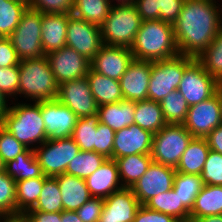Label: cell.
Returning a JSON list of instances; mask_svg holds the SVG:
<instances>
[{"label":"cell","mask_w":222,"mask_h":222,"mask_svg":"<svg viewBox=\"0 0 222 222\" xmlns=\"http://www.w3.org/2000/svg\"><path fill=\"white\" fill-rule=\"evenodd\" d=\"M219 82L195 59L184 71L177 90L189 106L208 100L216 94Z\"/></svg>","instance_id":"30bf717a"},{"label":"cell","mask_w":222,"mask_h":222,"mask_svg":"<svg viewBox=\"0 0 222 222\" xmlns=\"http://www.w3.org/2000/svg\"><path fill=\"white\" fill-rule=\"evenodd\" d=\"M107 158L94 151H80L69 162L66 168V174L86 179L94 173Z\"/></svg>","instance_id":"d590c367"},{"label":"cell","mask_w":222,"mask_h":222,"mask_svg":"<svg viewBox=\"0 0 222 222\" xmlns=\"http://www.w3.org/2000/svg\"><path fill=\"white\" fill-rule=\"evenodd\" d=\"M183 125L193 137L198 138H206L217 126L222 125L218 94L189 106Z\"/></svg>","instance_id":"4fadbf2b"},{"label":"cell","mask_w":222,"mask_h":222,"mask_svg":"<svg viewBox=\"0 0 222 222\" xmlns=\"http://www.w3.org/2000/svg\"><path fill=\"white\" fill-rule=\"evenodd\" d=\"M195 59L179 54L170 59L152 62L148 100L160 103L169 93L177 90L185 69Z\"/></svg>","instance_id":"8992f818"},{"label":"cell","mask_w":222,"mask_h":222,"mask_svg":"<svg viewBox=\"0 0 222 222\" xmlns=\"http://www.w3.org/2000/svg\"><path fill=\"white\" fill-rule=\"evenodd\" d=\"M111 3L115 2L117 4H123V3H133V0H109Z\"/></svg>","instance_id":"94428289"},{"label":"cell","mask_w":222,"mask_h":222,"mask_svg":"<svg viewBox=\"0 0 222 222\" xmlns=\"http://www.w3.org/2000/svg\"><path fill=\"white\" fill-rule=\"evenodd\" d=\"M151 71L152 61L133 59L119 80L124 100L136 102L148 99Z\"/></svg>","instance_id":"d6986e66"},{"label":"cell","mask_w":222,"mask_h":222,"mask_svg":"<svg viewBox=\"0 0 222 222\" xmlns=\"http://www.w3.org/2000/svg\"><path fill=\"white\" fill-rule=\"evenodd\" d=\"M59 185L63 210L76 211L91 197L85 179L66 173L54 177Z\"/></svg>","instance_id":"603a6c76"},{"label":"cell","mask_w":222,"mask_h":222,"mask_svg":"<svg viewBox=\"0 0 222 222\" xmlns=\"http://www.w3.org/2000/svg\"><path fill=\"white\" fill-rule=\"evenodd\" d=\"M141 207L130 188H123L104 199L99 222H133Z\"/></svg>","instance_id":"ffe728a7"},{"label":"cell","mask_w":222,"mask_h":222,"mask_svg":"<svg viewBox=\"0 0 222 222\" xmlns=\"http://www.w3.org/2000/svg\"><path fill=\"white\" fill-rule=\"evenodd\" d=\"M9 99L7 100L6 96L0 91V120L7 113L10 104H7Z\"/></svg>","instance_id":"9f6ffc18"},{"label":"cell","mask_w":222,"mask_h":222,"mask_svg":"<svg viewBox=\"0 0 222 222\" xmlns=\"http://www.w3.org/2000/svg\"><path fill=\"white\" fill-rule=\"evenodd\" d=\"M114 135L112 128L99 122L95 133V152L112 159Z\"/></svg>","instance_id":"bcb514c9"},{"label":"cell","mask_w":222,"mask_h":222,"mask_svg":"<svg viewBox=\"0 0 222 222\" xmlns=\"http://www.w3.org/2000/svg\"><path fill=\"white\" fill-rule=\"evenodd\" d=\"M133 222H179L174 217L161 213L159 211L151 210L144 205L138 209Z\"/></svg>","instance_id":"681fc988"},{"label":"cell","mask_w":222,"mask_h":222,"mask_svg":"<svg viewBox=\"0 0 222 222\" xmlns=\"http://www.w3.org/2000/svg\"><path fill=\"white\" fill-rule=\"evenodd\" d=\"M60 222H83V221L78 217L76 211L63 210L61 212Z\"/></svg>","instance_id":"11a10c76"},{"label":"cell","mask_w":222,"mask_h":222,"mask_svg":"<svg viewBox=\"0 0 222 222\" xmlns=\"http://www.w3.org/2000/svg\"><path fill=\"white\" fill-rule=\"evenodd\" d=\"M210 150L222 154V125L206 136Z\"/></svg>","instance_id":"f5cc1de1"},{"label":"cell","mask_w":222,"mask_h":222,"mask_svg":"<svg viewBox=\"0 0 222 222\" xmlns=\"http://www.w3.org/2000/svg\"><path fill=\"white\" fill-rule=\"evenodd\" d=\"M12 102L0 125L11 133L25 147L34 150L48 138L41 115V101L30 103Z\"/></svg>","instance_id":"3957f363"},{"label":"cell","mask_w":222,"mask_h":222,"mask_svg":"<svg viewBox=\"0 0 222 222\" xmlns=\"http://www.w3.org/2000/svg\"><path fill=\"white\" fill-rule=\"evenodd\" d=\"M41 115L45 123L46 137L59 140L71 137L78 116L57 99L41 101Z\"/></svg>","instance_id":"2e32d148"},{"label":"cell","mask_w":222,"mask_h":222,"mask_svg":"<svg viewBox=\"0 0 222 222\" xmlns=\"http://www.w3.org/2000/svg\"><path fill=\"white\" fill-rule=\"evenodd\" d=\"M175 168L152 162L145 174L130 188L139 203L144 205L152 197L173 188Z\"/></svg>","instance_id":"9a60e30c"},{"label":"cell","mask_w":222,"mask_h":222,"mask_svg":"<svg viewBox=\"0 0 222 222\" xmlns=\"http://www.w3.org/2000/svg\"><path fill=\"white\" fill-rule=\"evenodd\" d=\"M133 5L142 21L160 19V11H157L156 0H133Z\"/></svg>","instance_id":"816d5d0a"},{"label":"cell","mask_w":222,"mask_h":222,"mask_svg":"<svg viewBox=\"0 0 222 222\" xmlns=\"http://www.w3.org/2000/svg\"><path fill=\"white\" fill-rule=\"evenodd\" d=\"M91 197L105 199L123 189L119 178L117 162L107 158L104 163L85 179Z\"/></svg>","instance_id":"44dd1931"},{"label":"cell","mask_w":222,"mask_h":222,"mask_svg":"<svg viewBox=\"0 0 222 222\" xmlns=\"http://www.w3.org/2000/svg\"><path fill=\"white\" fill-rule=\"evenodd\" d=\"M42 13L27 8L18 26L8 37L20 60L45 56L41 42Z\"/></svg>","instance_id":"ba28073f"},{"label":"cell","mask_w":222,"mask_h":222,"mask_svg":"<svg viewBox=\"0 0 222 222\" xmlns=\"http://www.w3.org/2000/svg\"><path fill=\"white\" fill-rule=\"evenodd\" d=\"M221 7H222V5H221ZM221 9V15H222V8H220ZM221 25H222V17H221Z\"/></svg>","instance_id":"e7e4bbea"},{"label":"cell","mask_w":222,"mask_h":222,"mask_svg":"<svg viewBox=\"0 0 222 222\" xmlns=\"http://www.w3.org/2000/svg\"><path fill=\"white\" fill-rule=\"evenodd\" d=\"M185 0H156L157 11H160L162 21L173 24L183 8Z\"/></svg>","instance_id":"7dc6e473"},{"label":"cell","mask_w":222,"mask_h":222,"mask_svg":"<svg viewBox=\"0 0 222 222\" xmlns=\"http://www.w3.org/2000/svg\"><path fill=\"white\" fill-rule=\"evenodd\" d=\"M144 206L151 210L170 215L179 222L190 221V211L182 204L173 188L148 200Z\"/></svg>","instance_id":"4dcf8cb0"},{"label":"cell","mask_w":222,"mask_h":222,"mask_svg":"<svg viewBox=\"0 0 222 222\" xmlns=\"http://www.w3.org/2000/svg\"><path fill=\"white\" fill-rule=\"evenodd\" d=\"M222 214V186L203 185L190 211V221Z\"/></svg>","instance_id":"484cf974"},{"label":"cell","mask_w":222,"mask_h":222,"mask_svg":"<svg viewBox=\"0 0 222 222\" xmlns=\"http://www.w3.org/2000/svg\"><path fill=\"white\" fill-rule=\"evenodd\" d=\"M133 59L130 48L103 45L91 60V69L119 81Z\"/></svg>","instance_id":"ac0fdd59"},{"label":"cell","mask_w":222,"mask_h":222,"mask_svg":"<svg viewBox=\"0 0 222 222\" xmlns=\"http://www.w3.org/2000/svg\"><path fill=\"white\" fill-rule=\"evenodd\" d=\"M204 70L222 82V28L217 32L212 43L196 58Z\"/></svg>","instance_id":"e575fe53"},{"label":"cell","mask_w":222,"mask_h":222,"mask_svg":"<svg viewBox=\"0 0 222 222\" xmlns=\"http://www.w3.org/2000/svg\"><path fill=\"white\" fill-rule=\"evenodd\" d=\"M133 3H113L101 28L104 45L130 48L141 25Z\"/></svg>","instance_id":"5b68a950"},{"label":"cell","mask_w":222,"mask_h":222,"mask_svg":"<svg viewBox=\"0 0 222 222\" xmlns=\"http://www.w3.org/2000/svg\"><path fill=\"white\" fill-rule=\"evenodd\" d=\"M18 95L32 102L55 100L58 87L45 56L21 60L19 64Z\"/></svg>","instance_id":"277c9868"},{"label":"cell","mask_w":222,"mask_h":222,"mask_svg":"<svg viewBox=\"0 0 222 222\" xmlns=\"http://www.w3.org/2000/svg\"><path fill=\"white\" fill-rule=\"evenodd\" d=\"M4 171L16 182L37 177H47L42 172L34 150L29 148L18 154L14 160L5 163Z\"/></svg>","instance_id":"f1b7e54d"},{"label":"cell","mask_w":222,"mask_h":222,"mask_svg":"<svg viewBox=\"0 0 222 222\" xmlns=\"http://www.w3.org/2000/svg\"><path fill=\"white\" fill-rule=\"evenodd\" d=\"M164 119L167 124H183L185 122L189 105L180 91L169 93L160 101Z\"/></svg>","instance_id":"f35d334b"},{"label":"cell","mask_w":222,"mask_h":222,"mask_svg":"<svg viewBox=\"0 0 222 222\" xmlns=\"http://www.w3.org/2000/svg\"><path fill=\"white\" fill-rule=\"evenodd\" d=\"M134 124L153 134L159 132L167 124L160 103L148 99L136 101Z\"/></svg>","instance_id":"f546056e"},{"label":"cell","mask_w":222,"mask_h":222,"mask_svg":"<svg viewBox=\"0 0 222 222\" xmlns=\"http://www.w3.org/2000/svg\"><path fill=\"white\" fill-rule=\"evenodd\" d=\"M193 138L183 124H166L159 132L153 134V162L176 169Z\"/></svg>","instance_id":"52a82bcc"},{"label":"cell","mask_w":222,"mask_h":222,"mask_svg":"<svg viewBox=\"0 0 222 222\" xmlns=\"http://www.w3.org/2000/svg\"><path fill=\"white\" fill-rule=\"evenodd\" d=\"M4 171V163L2 162L1 156H0V172Z\"/></svg>","instance_id":"6125c7cd"},{"label":"cell","mask_w":222,"mask_h":222,"mask_svg":"<svg viewBox=\"0 0 222 222\" xmlns=\"http://www.w3.org/2000/svg\"><path fill=\"white\" fill-rule=\"evenodd\" d=\"M71 15L42 13L41 42L45 55L66 46L67 25Z\"/></svg>","instance_id":"7402d4cb"},{"label":"cell","mask_w":222,"mask_h":222,"mask_svg":"<svg viewBox=\"0 0 222 222\" xmlns=\"http://www.w3.org/2000/svg\"><path fill=\"white\" fill-rule=\"evenodd\" d=\"M80 151L72 137L59 140L47 139L34 149L42 172L47 177H55L65 173L69 162Z\"/></svg>","instance_id":"9c48e42d"},{"label":"cell","mask_w":222,"mask_h":222,"mask_svg":"<svg viewBox=\"0 0 222 222\" xmlns=\"http://www.w3.org/2000/svg\"><path fill=\"white\" fill-rule=\"evenodd\" d=\"M57 100L70 108L78 118L92 116L98 112L99 106L91 93L86 76L61 83Z\"/></svg>","instance_id":"5bb4252c"},{"label":"cell","mask_w":222,"mask_h":222,"mask_svg":"<svg viewBox=\"0 0 222 222\" xmlns=\"http://www.w3.org/2000/svg\"><path fill=\"white\" fill-rule=\"evenodd\" d=\"M0 215L16 216V181L5 171L0 172Z\"/></svg>","instance_id":"60d3db41"},{"label":"cell","mask_w":222,"mask_h":222,"mask_svg":"<svg viewBox=\"0 0 222 222\" xmlns=\"http://www.w3.org/2000/svg\"><path fill=\"white\" fill-rule=\"evenodd\" d=\"M115 161L124 188H131L145 174L153 162L151 154H134L117 158Z\"/></svg>","instance_id":"83f0119b"},{"label":"cell","mask_w":222,"mask_h":222,"mask_svg":"<svg viewBox=\"0 0 222 222\" xmlns=\"http://www.w3.org/2000/svg\"><path fill=\"white\" fill-rule=\"evenodd\" d=\"M29 211L55 213L63 211L62 197L57 180L48 177L42 186V191L35 206Z\"/></svg>","instance_id":"74e56055"},{"label":"cell","mask_w":222,"mask_h":222,"mask_svg":"<svg viewBox=\"0 0 222 222\" xmlns=\"http://www.w3.org/2000/svg\"><path fill=\"white\" fill-rule=\"evenodd\" d=\"M203 186L201 176L176 172L174 177L173 190L182 204L191 211L195 198Z\"/></svg>","instance_id":"8d00e7d4"},{"label":"cell","mask_w":222,"mask_h":222,"mask_svg":"<svg viewBox=\"0 0 222 222\" xmlns=\"http://www.w3.org/2000/svg\"><path fill=\"white\" fill-rule=\"evenodd\" d=\"M99 123L98 114L78 118L71 137L81 151L95 152V133Z\"/></svg>","instance_id":"ab89813d"},{"label":"cell","mask_w":222,"mask_h":222,"mask_svg":"<svg viewBox=\"0 0 222 222\" xmlns=\"http://www.w3.org/2000/svg\"><path fill=\"white\" fill-rule=\"evenodd\" d=\"M216 93L218 94V98L221 104V119H222V82L219 83Z\"/></svg>","instance_id":"91938a15"},{"label":"cell","mask_w":222,"mask_h":222,"mask_svg":"<svg viewBox=\"0 0 222 222\" xmlns=\"http://www.w3.org/2000/svg\"><path fill=\"white\" fill-rule=\"evenodd\" d=\"M50 69L58 85L85 77L91 68V61L69 46L46 54Z\"/></svg>","instance_id":"8fae6325"},{"label":"cell","mask_w":222,"mask_h":222,"mask_svg":"<svg viewBox=\"0 0 222 222\" xmlns=\"http://www.w3.org/2000/svg\"><path fill=\"white\" fill-rule=\"evenodd\" d=\"M193 222H222V214L204 216L200 219L194 220Z\"/></svg>","instance_id":"680465c9"},{"label":"cell","mask_w":222,"mask_h":222,"mask_svg":"<svg viewBox=\"0 0 222 222\" xmlns=\"http://www.w3.org/2000/svg\"><path fill=\"white\" fill-rule=\"evenodd\" d=\"M26 222H34V221L26 214Z\"/></svg>","instance_id":"be15d7a7"},{"label":"cell","mask_w":222,"mask_h":222,"mask_svg":"<svg viewBox=\"0 0 222 222\" xmlns=\"http://www.w3.org/2000/svg\"><path fill=\"white\" fill-rule=\"evenodd\" d=\"M103 204L104 199L92 197L76 213L83 222H99Z\"/></svg>","instance_id":"c3c4849f"},{"label":"cell","mask_w":222,"mask_h":222,"mask_svg":"<svg viewBox=\"0 0 222 222\" xmlns=\"http://www.w3.org/2000/svg\"><path fill=\"white\" fill-rule=\"evenodd\" d=\"M86 77L98 106L124 100L118 80L101 75L91 68Z\"/></svg>","instance_id":"d4e9b609"},{"label":"cell","mask_w":222,"mask_h":222,"mask_svg":"<svg viewBox=\"0 0 222 222\" xmlns=\"http://www.w3.org/2000/svg\"><path fill=\"white\" fill-rule=\"evenodd\" d=\"M130 49L134 59L152 62L179 55L173 24L162 20L142 21Z\"/></svg>","instance_id":"7a4b0ae2"},{"label":"cell","mask_w":222,"mask_h":222,"mask_svg":"<svg viewBox=\"0 0 222 222\" xmlns=\"http://www.w3.org/2000/svg\"><path fill=\"white\" fill-rule=\"evenodd\" d=\"M200 176L203 185L222 186V154L210 150Z\"/></svg>","instance_id":"b9f144b4"},{"label":"cell","mask_w":222,"mask_h":222,"mask_svg":"<svg viewBox=\"0 0 222 222\" xmlns=\"http://www.w3.org/2000/svg\"><path fill=\"white\" fill-rule=\"evenodd\" d=\"M34 222H60L61 212L47 213L42 211H28L26 213Z\"/></svg>","instance_id":"db71d44e"},{"label":"cell","mask_w":222,"mask_h":222,"mask_svg":"<svg viewBox=\"0 0 222 222\" xmlns=\"http://www.w3.org/2000/svg\"><path fill=\"white\" fill-rule=\"evenodd\" d=\"M66 45L91 61L104 45L100 26L72 14L67 25Z\"/></svg>","instance_id":"7c38bea8"},{"label":"cell","mask_w":222,"mask_h":222,"mask_svg":"<svg viewBox=\"0 0 222 222\" xmlns=\"http://www.w3.org/2000/svg\"><path fill=\"white\" fill-rule=\"evenodd\" d=\"M99 122L115 132L134 124L135 102L122 100L98 107Z\"/></svg>","instance_id":"cb8c5ba5"},{"label":"cell","mask_w":222,"mask_h":222,"mask_svg":"<svg viewBox=\"0 0 222 222\" xmlns=\"http://www.w3.org/2000/svg\"><path fill=\"white\" fill-rule=\"evenodd\" d=\"M26 149L27 147L0 125V156L4 164L14 160L18 154L23 153Z\"/></svg>","instance_id":"ee69618b"},{"label":"cell","mask_w":222,"mask_h":222,"mask_svg":"<svg viewBox=\"0 0 222 222\" xmlns=\"http://www.w3.org/2000/svg\"><path fill=\"white\" fill-rule=\"evenodd\" d=\"M0 222H26V213L16 216H5L0 219Z\"/></svg>","instance_id":"6f0895ef"},{"label":"cell","mask_w":222,"mask_h":222,"mask_svg":"<svg viewBox=\"0 0 222 222\" xmlns=\"http://www.w3.org/2000/svg\"><path fill=\"white\" fill-rule=\"evenodd\" d=\"M19 81V65L0 67V91L6 98L18 96Z\"/></svg>","instance_id":"f6af8a7d"},{"label":"cell","mask_w":222,"mask_h":222,"mask_svg":"<svg viewBox=\"0 0 222 222\" xmlns=\"http://www.w3.org/2000/svg\"><path fill=\"white\" fill-rule=\"evenodd\" d=\"M153 133L133 124L115 132L112 159L134 154H151Z\"/></svg>","instance_id":"e0dca14e"},{"label":"cell","mask_w":222,"mask_h":222,"mask_svg":"<svg viewBox=\"0 0 222 222\" xmlns=\"http://www.w3.org/2000/svg\"><path fill=\"white\" fill-rule=\"evenodd\" d=\"M47 178L37 177L16 182L17 215L27 213L35 206Z\"/></svg>","instance_id":"1f68e13d"},{"label":"cell","mask_w":222,"mask_h":222,"mask_svg":"<svg viewBox=\"0 0 222 222\" xmlns=\"http://www.w3.org/2000/svg\"><path fill=\"white\" fill-rule=\"evenodd\" d=\"M109 0H74L72 14L92 24L101 26L109 14Z\"/></svg>","instance_id":"d6a6232c"},{"label":"cell","mask_w":222,"mask_h":222,"mask_svg":"<svg viewBox=\"0 0 222 222\" xmlns=\"http://www.w3.org/2000/svg\"><path fill=\"white\" fill-rule=\"evenodd\" d=\"M209 151L206 138L194 137L182 154L176 172L200 176Z\"/></svg>","instance_id":"4316f807"},{"label":"cell","mask_w":222,"mask_h":222,"mask_svg":"<svg viewBox=\"0 0 222 222\" xmlns=\"http://www.w3.org/2000/svg\"><path fill=\"white\" fill-rule=\"evenodd\" d=\"M27 2L20 0H0V36L8 38L18 26Z\"/></svg>","instance_id":"836d02e7"},{"label":"cell","mask_w":222,"mask_h":222,"mask_svg":"<svg viewBox=\"0 0 222 222\" xmlns=\"http://www.w3.org/2000/svg\"><path fill=\"white\" fill-rule=\"evenodd\" d=\"M20 59L9 38L0 39V67L19 65Z\"/></svg>","instance_id":"f907efd6"},{"label":"cell","mask_w":222,"mask_h":222,"mask_svg":"<svg viewBox=\"0 0 222 222\" xmlns=\"http://www.w3.org/2000/svg\"><path fill=\"white\" fill-rule=\"evenodd\" d=\"M27 6L46 14H72L74 0H28Z\"/></svg>","instance_id":"7bdbcfd3"},{"label":"cell","mask_w":222,"mask_h":222,"mask_svg":"<svg viewBox=\"0 0 222 222\" xmlns=\"http://www.w3.org/2000/svg\"><path fill=\"white\" fill-rule=\"evenodd\" d=\"M216 0H185L173 23L179 54L197 58L222 28L220 4ZM218 4V5H217Z\"/></svg>","instance_id":"6da1fadb"}]
</instances>
